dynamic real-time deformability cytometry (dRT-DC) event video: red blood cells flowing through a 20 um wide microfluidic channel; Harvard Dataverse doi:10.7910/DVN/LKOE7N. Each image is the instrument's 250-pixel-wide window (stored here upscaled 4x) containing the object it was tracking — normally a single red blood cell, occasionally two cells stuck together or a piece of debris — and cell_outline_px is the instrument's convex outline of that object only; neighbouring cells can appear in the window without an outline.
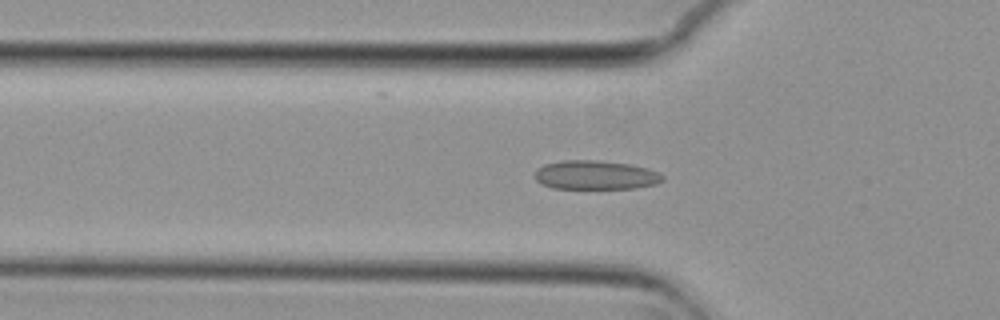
{"species": "common noctule bat (a hibernating species)", "species_latin": "Nyctalus noctula", "temperature_condition": "cold", "stored_images_in_passage": 54, "camera_frame_rate_fps": 3000, "um_per_image_px": 0.085, "animal": {"sex": "female", "body_mass_g": 29.2, "forearm_length_mm": 56.3}, "frame": {"image": 1, "passage_image": 17, "time_ms": 5.333, "image_size_px": [1000, 320], "cell_outline_px": [[664, 180], [656, 184], [636, 188], [552, 188], [536, 180], [536, 172], [544, 164], [564, 160], [596, 160], [628, 164], [648, 168], [664, 176]], "centroid_in_image_um": [50.65, 14.88], "position_along_channel_um": 75.1, "area_um2": 21.33}}
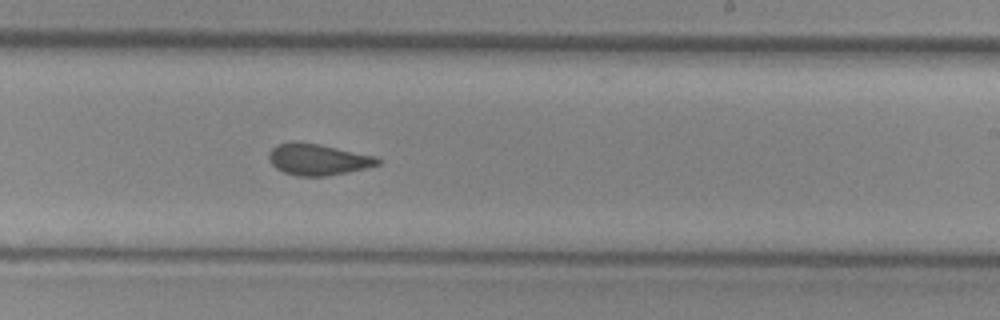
{"frame": {"image": 2, "passage_image": 32, "time_ms": 10.333, "image_size_px": [1000, 320], "cell_outline_px": [[380, 164], [368, 168], [328, 176], [296, 176], [284, 172], [276, 168], [268, 160], [268, 152], [276, 144], [292, 140], [300, 140], [320, 144], [376, 156], [380, 160]], "centroid_in_image_um": [26.99, 13.53], "position_along_channel_um": 262.0, "area_um2": 20.35}}
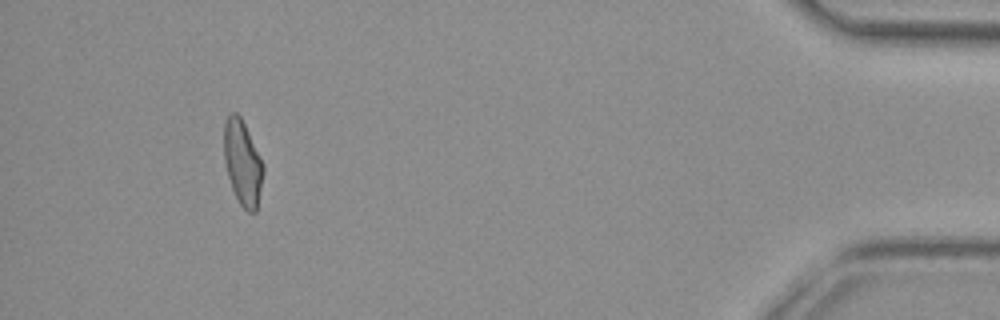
{"frame": {"image": 3, "passage_image": 50, "time_ms": 16.333, "image_size_px": [1000, 320], "cell_outline_px": [[264, 172], [256, 212], [248, 212], [240, 204], [232, 188], [228, 176], [224, 160], [224, 120], [232, 112], [236, 112], [240, 116], [264, 164]], "centroid_in_image_um": [20.62, 13.84], "position_along_channel_um": 414.6, "area_um2": 19.31}, "authors_computed_cell_mechanics": {"area_um2": 20.1722, "velocity_mm_per_s": 3.7266, "shape_relaxation_time_tau1_ms": null, "shape_relaxation_time_tau2_ms": 2.2089, "deformation_change_tau1": null, "deformation_change_tau2": 0.0675}}